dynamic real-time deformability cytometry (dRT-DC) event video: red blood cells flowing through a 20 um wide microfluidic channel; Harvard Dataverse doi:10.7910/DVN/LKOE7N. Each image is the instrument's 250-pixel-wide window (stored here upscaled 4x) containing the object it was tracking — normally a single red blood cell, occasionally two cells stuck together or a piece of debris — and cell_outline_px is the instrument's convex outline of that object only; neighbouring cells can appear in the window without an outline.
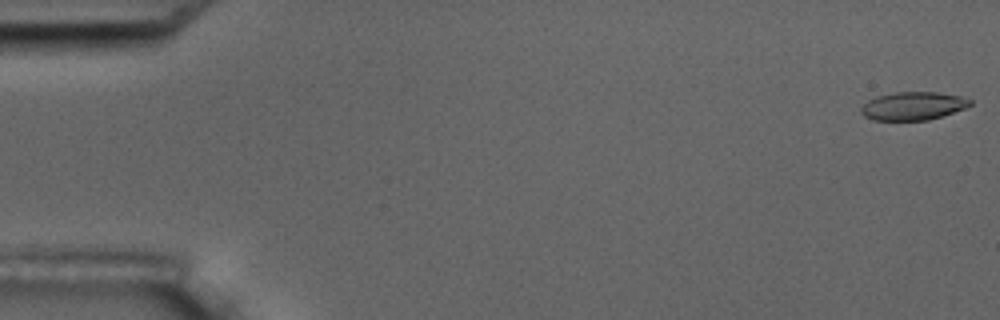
{"species": "common noctule bat (a hibernating species)", "species_latin": "Nyctalus noctula", "temperature_condition": "room temperature", "stored_images_in_passage": 4, "camera_frame_rate_fps": 3000, "um_per_image_px": 0.085, "animal": {"sex": "male", "body_mass_g": 17.5, "forearm_length_mm": 52.3}, "frame": {"image": 1, "passage_image": 1, "time_ms": 0.0, "image_size_px": [1000, 320], "cell_outline_px": [[972, 104], [964, 108], [928, 120], [872, 120], [864, 116], [860, 112], [860, 108], [868, 100], [876, 96], [896, 92], [936, 92], [960, 96], [972, 100]], "centroid_in_image_um": [77.57, 9.0], "position_along_channel_um": 7.4, "area_um2": 17.8}}